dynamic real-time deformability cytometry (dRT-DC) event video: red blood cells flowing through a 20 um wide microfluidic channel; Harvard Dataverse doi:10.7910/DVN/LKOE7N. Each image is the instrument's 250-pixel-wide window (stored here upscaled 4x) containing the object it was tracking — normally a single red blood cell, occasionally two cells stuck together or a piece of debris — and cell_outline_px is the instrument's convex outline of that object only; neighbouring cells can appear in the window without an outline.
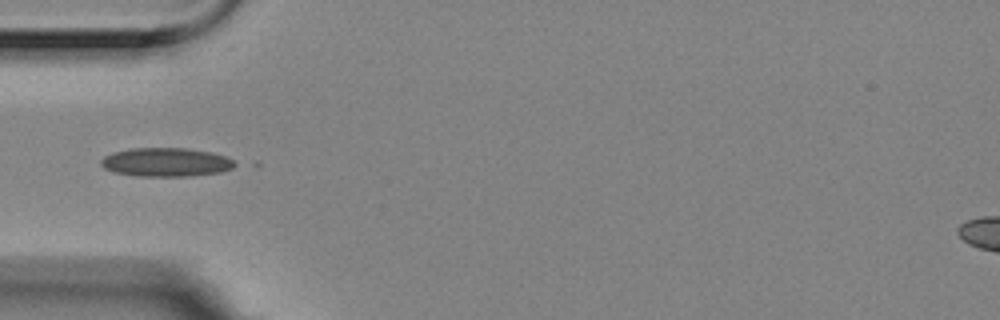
{"species": "Egyptian fruit bat (a non-hibernating species)", "species_latin": "Rousettus aegyptiacus", "temperature_condition": "room temperature", "stored_images_in_passage": 15, "camera_frame_rate_fps": 3000, "um_per_image_px": 0.085, "animal": {"sex": "female"}, "frame": {"image": 1, "passage_image": 5, "time_ms": 1.333, "image_size_px": [1000, 320], "cell_outline_px": [[240, 164], [232, 168], [220, 172], [188, 176], [136, 176], [112, 172], [104, 168], [100, 164], [100, 160], [104, 156], [112, 152], [132, 148], [184, 148], [212, 152], [224, 156]], "centroid_in_image_um": [14.08, 13.79], "position_along_channel_um": 70.9, "area_um2": 22.54}}
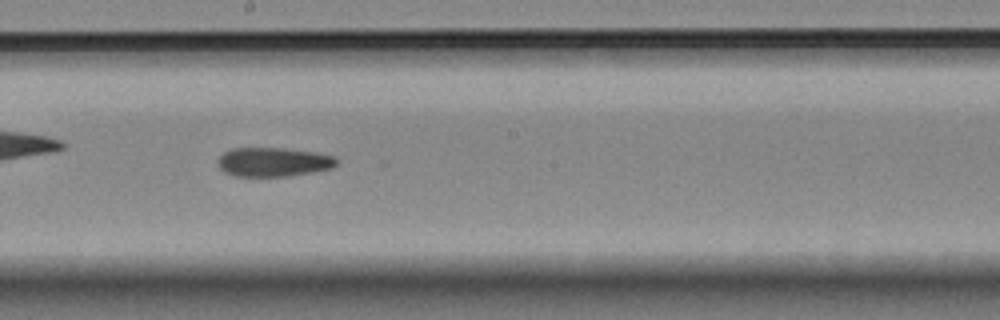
{"frame": {"image": 2, "passage_image": 9, "time_ms": 2.667, "image_size_px": [1000, 320], "cell_outline_px": [[340, 160], [332, 168], [312, 172], [288, 176], [236, 176], [224, 172], [216, 164], [216, 160], [224, 152], [232, 148], [284, 148], [316, 152], [336, 156]], "centroid_in_image_um": [23.24, 13.76], "position_along_channel_um": 225.0, "area_um2": 20.35}}
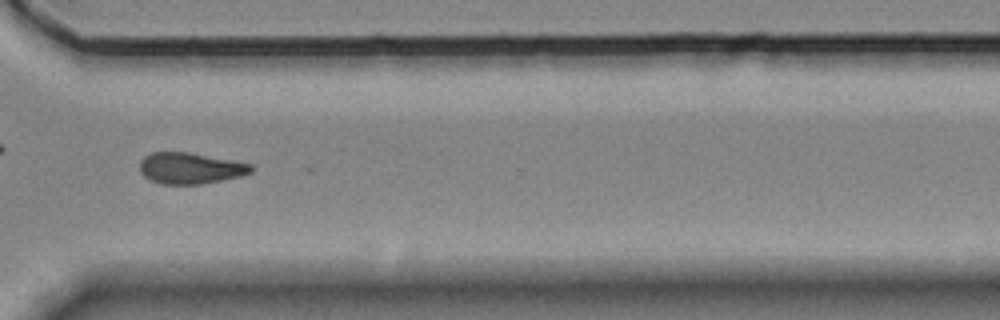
{"frame": {"image": 3, "passage_image": 12, "time_ms": 3.667, "image_size_px": [1000, 320], "cell_outline_px": [[252, 172], [240, 176], [200, 184], [160, 184], [144, 176], [140, 172], [140, 160], [144, 156], [152, 152], [188, 152], [252, 164]], "centroid_in_image_um": [16.14, 14.29], "position_along_channel_um": 354.5, "area_um2": 20.06}}